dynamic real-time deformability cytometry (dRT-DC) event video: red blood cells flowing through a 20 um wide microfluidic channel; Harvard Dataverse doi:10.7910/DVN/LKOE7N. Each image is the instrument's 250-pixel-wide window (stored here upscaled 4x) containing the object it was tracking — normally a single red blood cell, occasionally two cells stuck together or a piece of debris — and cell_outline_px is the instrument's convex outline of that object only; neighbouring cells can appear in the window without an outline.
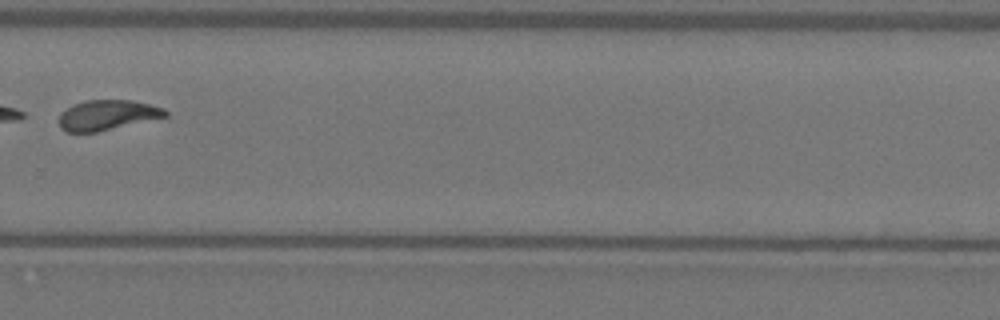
{"species": "Egyptian fruit bat (a non-hibernating species)", "species_latin": "Rousettus aegyptiacus", "temperature_condition": "warm", "stored_images_in_passage": 10, "camera_frame_rate_fps": 3000, "um_per_image_px": 0.085, "animal": {"sex": "female"}, "frame": {"image": 1, "passage_image": 10, "time_ms": 3.0, "image_size_px": [1000, 320], "cell_outline_px": [[168, 116], [96, 132], [68, 132], [60, 128], [60, 112], [84, 100], [132, 100], [164, 108], [168, 112]], "centroid_in_image_um": [9.13, 9.78], "position_along_channel_um": 320.7, "area_um2": 18.44}}